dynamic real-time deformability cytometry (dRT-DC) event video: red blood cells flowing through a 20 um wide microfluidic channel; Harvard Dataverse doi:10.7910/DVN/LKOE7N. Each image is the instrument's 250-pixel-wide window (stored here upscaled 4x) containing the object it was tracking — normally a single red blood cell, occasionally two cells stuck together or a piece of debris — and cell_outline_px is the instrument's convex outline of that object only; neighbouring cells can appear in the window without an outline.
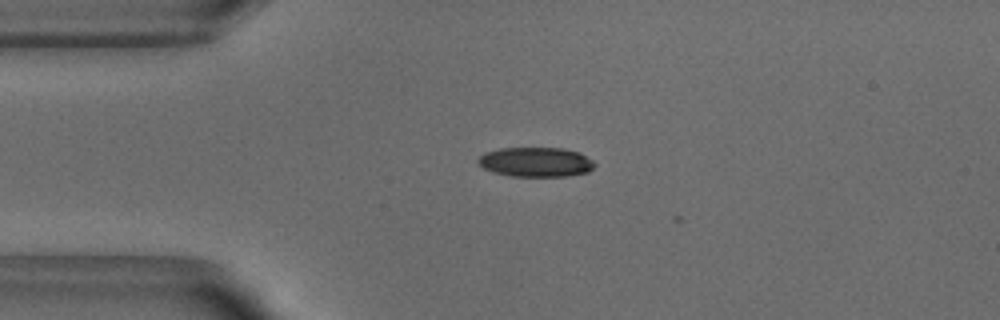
{"species": "common noctule bat (a hibernating species)", "species_latin": "Nyctalus noctula", "temperature_condition": "warm", "stored_images_in_passage": 3, "camera_frame_rate_fps": 3000, "um_per_image_px": 0.085, "animal": {"sex": "male", "body_mass_g": 18.8}, "frame": {"image": 1, "passage_image": 2, "time_ms": 0.333, "image_size_px": [1000, 320], "cell_outline_px": [[596, 164], [588, 172], [568, 176], [508, 176], [484, 168], [476, 160], [484, 152], [500, 148], [564, 148], [580, 152], [592, 160]], "centroid_in_image_um": [45.56, 13.76], "position_along_channel_um": 39.4, "area_um2": 20.11}}